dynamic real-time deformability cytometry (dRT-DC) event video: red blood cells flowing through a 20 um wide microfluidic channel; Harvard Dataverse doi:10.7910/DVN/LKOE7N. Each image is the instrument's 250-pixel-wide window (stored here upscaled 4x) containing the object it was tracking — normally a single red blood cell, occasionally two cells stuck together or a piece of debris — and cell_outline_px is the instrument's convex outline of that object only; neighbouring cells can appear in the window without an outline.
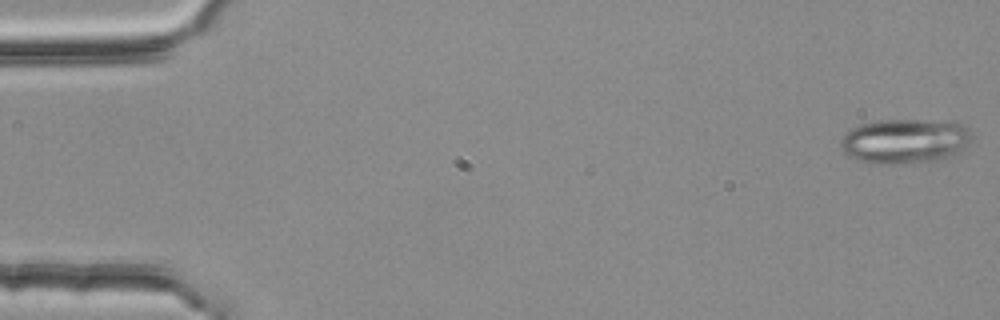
{"species": "common noctule bat (a hibernating species)", "species_latin": "Nyctalus noctula", "temperature_condition": "room temperature", "stored_images_in_passage": 4, "camera_frame_rate_fps": 3000, "um_per_image_px": 0.085, "animal": {"sex": "female", "body_mass_g": 25.1}, "frame": {"image": 1, "passage_image": 4, "time_ms": 1.0, "image_size_px": [1000, 320], "cell_outline_px": [[972, 136], [952, 156], [936, 160], [916, 164], [872, 164], [856, 160], [848, 156], [840, 148], [840, 140], [852, 128], [860, 124], [880, 120], [956, 120], [964, 124], [968, 128]], "centroid_in_image_um": [76.89, 11.99], "position_along_channel_um": 8.1, "area_um2": 34.62}}